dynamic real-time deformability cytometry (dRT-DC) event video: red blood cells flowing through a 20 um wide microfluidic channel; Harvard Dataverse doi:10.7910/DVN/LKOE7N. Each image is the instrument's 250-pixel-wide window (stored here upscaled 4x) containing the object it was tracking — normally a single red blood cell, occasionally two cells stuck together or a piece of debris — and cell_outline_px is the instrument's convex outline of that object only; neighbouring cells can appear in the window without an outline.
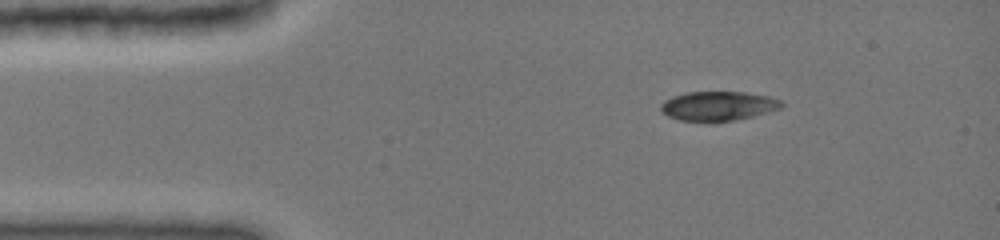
{"species": "common noctule bat (a hibernating species)", "species_latin": "Nyctalus noctula", "temperature_condition": "cold", "stored_images_in_passage": 6, "camera_frame_rate_fps": 3000, "um_per_image_px": 0.085, "animal": {"sex": "female", "body_mass_g": 19.0, "forearm_length_mm": 51.5}, "frame": {"image": 1, "passage_image": 1, "time_ms": 0.0, "image_size_px": [1000, 240], "cell_outline_px": [[784, 104], [780, 108], [752, 116], [736, 120], [680, 120], [668, 116], [660, 108], [660, 104], [664, 100], [672, 96], [688, 92], [744, 92], [768, 96], [780, 100]], "centroid_in_image_um": [61.03, 8.98], "position_along_channel_um": 24.0, "area_um2": 20.17}}
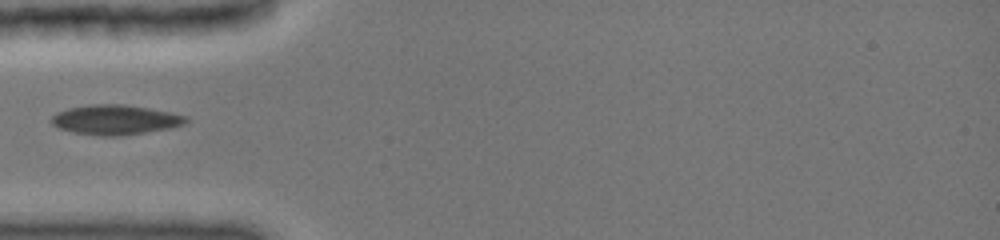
{"frame": {"image": 2, "passage_image": 4, "time_ms": 2.667, "image_size_px": [1000, 240], "cell_outline_px": [[188, 120], [184, 124], [168, 128], [144, 132], [116, 136], [100, 136], [76, 132], [60, 128], [52, 124], [52, 116], [56, 112], [68, 108], [92, 104], [120, 104], [148, 108], [188, 116]], "centroid_in_image_um": [9.79, 10.17], "position_along_channel_um": 75.2, "area_um2": 22.95}}
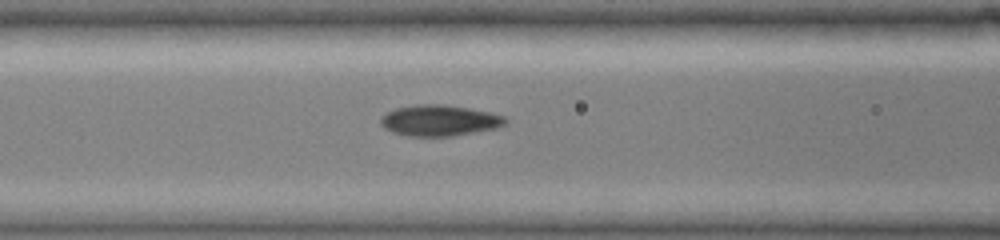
{"frame": {"image": 3, "passage_image": 6, "time_ms": 4.0, "image_size_px": [1000, 240], "cell_outline_px": [[508, 120], [504, 124], [496, 128], [452, 136], [408, 136], [392, 132], [384, 128], [380, 124], [380, 116], [396, 108], [416, 104], [444, 104], [468, 108], [488, 112], [504, 116]], "centroid_in_image_um": [37.31, 10.24], "position_along_channel_um": 129.3, "area_um2": 22.48}}